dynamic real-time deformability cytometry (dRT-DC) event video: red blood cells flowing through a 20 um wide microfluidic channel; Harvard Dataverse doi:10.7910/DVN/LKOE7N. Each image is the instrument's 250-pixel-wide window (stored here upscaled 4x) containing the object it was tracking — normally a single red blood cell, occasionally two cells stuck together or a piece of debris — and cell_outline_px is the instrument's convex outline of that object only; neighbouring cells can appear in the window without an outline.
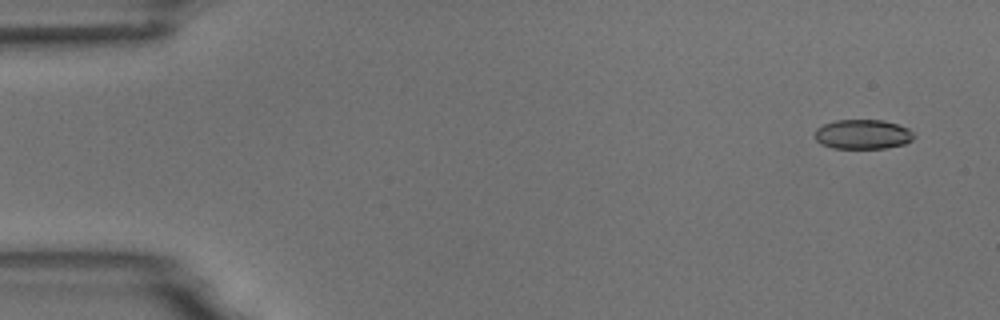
{"species": "common noctule bat (a hibernating species)", "species_latin": "Nyctalus noctula", "temperature_condition": "room temperature", "stored_images_in_passage": 5, "camera_frame_rate_fps": 3000, "um_per_image_px": 0.085, "animal": {"sex": "male", "body_mass_g": 18.8}, "frame": {"image": 1, "passage_image": 1, "time_ms": 0.0, "image_size_px": [1000, 320], "cell_outline_px": [[916, 136], [912, 140], [904, 144], [884, 148], [832, 148], [820, 144], [816, 140], [816, 128], [824, 124], [836, 120], [884, 120], [908, 128]], "centroid_in_image_um": [73.34, 11.42], "position_along_channel_um": 11.7, "area_um2": 17.05}}